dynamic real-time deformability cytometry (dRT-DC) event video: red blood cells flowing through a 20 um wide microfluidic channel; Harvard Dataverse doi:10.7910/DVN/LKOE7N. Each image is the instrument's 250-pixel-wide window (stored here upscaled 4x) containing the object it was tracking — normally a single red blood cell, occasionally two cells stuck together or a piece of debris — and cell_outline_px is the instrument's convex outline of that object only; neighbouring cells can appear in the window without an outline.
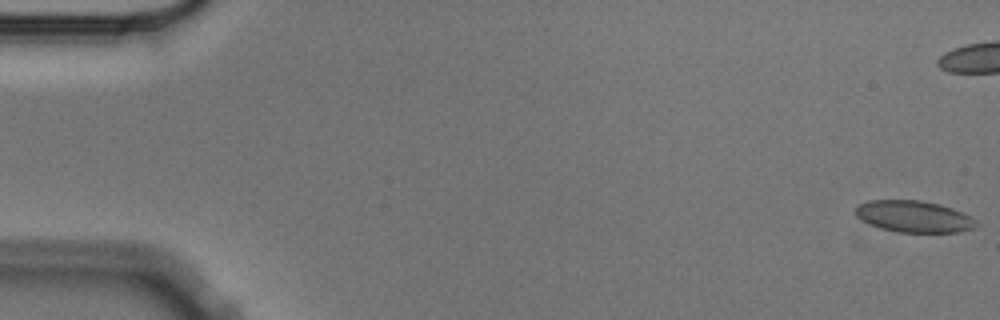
{"species": "Egyptian fruit bat (a non-hibernating species)", "species_latin": "Rousettus aegyptiacus", "temperature_condition": "cold", "stored_images_in_passage": 58, "camera_frame_rate_fps": 3000, "um_per_image_px": 0.085, "animal": {"sex": "male"}, "frame": {"image": 1, "passage_image": 1, "time_ms": 0.0, "image_size_px": [1000, 320], "cell_outline_px": [[980, 224], [976, 228], [960, 232], [896, 232], [880, 228], [856, 216], [856, 208], [860, 204], [868, 200], [920, 200], [940, 204], [952, 208], [976, 220]], "centroid_in_image_um": [77.72, 18.41], "position_along_channel_um": 7.3, "area_um2": 22.14}}
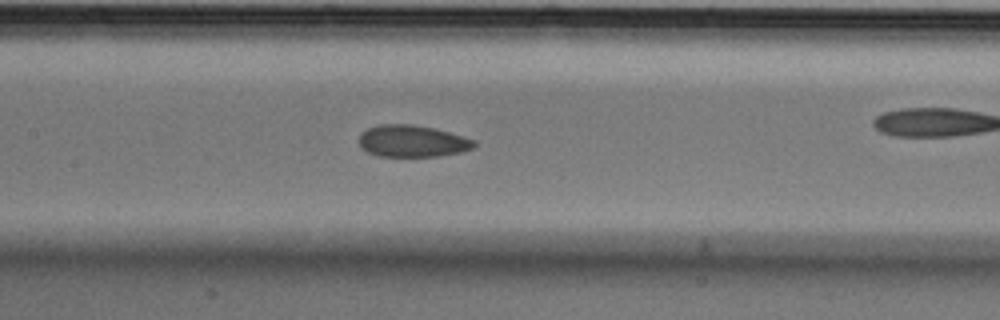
{"frame": {"image": 2, "passage_image": 27, "time_ms": 8.667, "image_size_px": [1000, 320], "cell_outline_px": [[476, 144], [472, 148], [460, 152], [440, 156], [380, 156], [368, 152], [360, 148], [360, 132], [368, 128], [380, 124], [412, 124], [436, 128], [464, 136], [476, 140]], "centroid_in_image_um": [35.05, 11.98], "position_along_channel_um": 172.3, "area_um2": 21.5}}
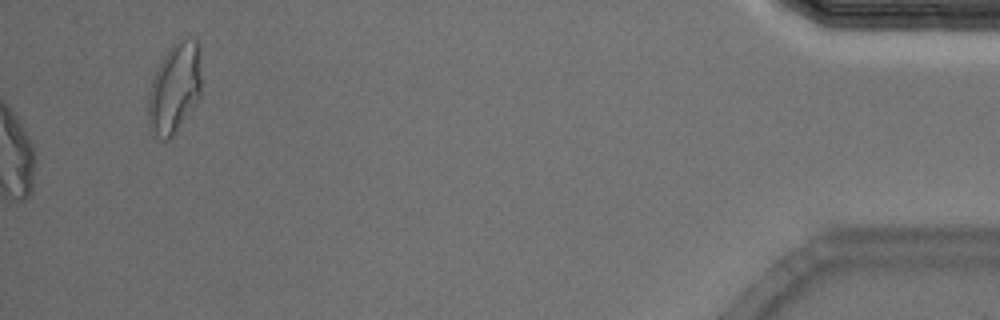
{"frame": {"image": 3, "passage_image": 58, "time_ms": 19.0, "image_size_px": [1000, 320], "cell_outline_px": [[200, 96], [172, 136], [168, 140], [164, 140], [148, 128], [148, 92], [152, 76], [168, 48], [180, 36], [196, 40], [200, 48]], "centroid_in_image_um": [14.82, 7.43], "position_along_channel_um": 420.4, "area_um2": 28.09}, "authors_computed_cell_mechanics": {"area_um2": 22.3108, "velocity_mm_per_s": 3.5314, "shape_relaxation_time_tau1_ms": 8.5263, "shape_relaxation_time_tau2_ms": 2.1546, "deformation_change_tau1": 0.1252, "deformation_change_tau2": 0.0523}}